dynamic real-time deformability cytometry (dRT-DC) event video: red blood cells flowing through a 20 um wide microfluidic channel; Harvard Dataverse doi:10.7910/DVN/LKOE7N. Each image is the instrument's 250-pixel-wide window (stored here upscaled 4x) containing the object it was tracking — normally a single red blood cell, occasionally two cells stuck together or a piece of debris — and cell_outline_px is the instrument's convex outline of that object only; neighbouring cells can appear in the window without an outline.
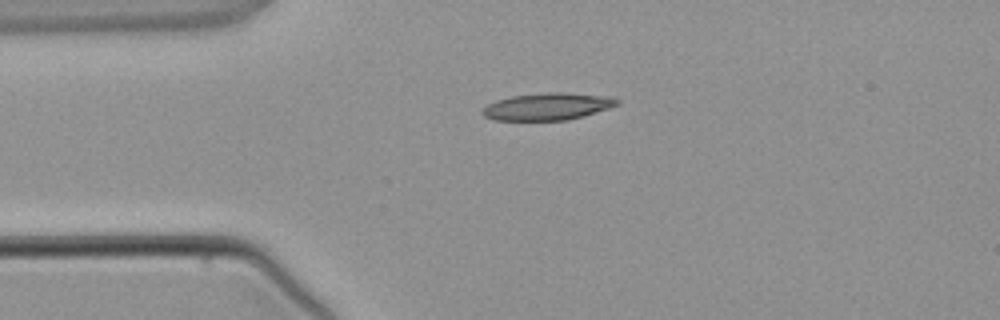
{"species": "common noctule bat (a hibernating species)", "species_latin": "Nyctalus noctula", "temperature_condition": "warm", "stored_images_in_passage": 2, "camera_frame_rate_fps": 3000, "um_per_image_px": 0.085, "animal": {"sex": "male", "body_mass_g": 21.5, "forearm_length_mm": 52.0}, "frame": {"image": 1, "passage_image": 1, "time_ms": 0.0, "image_size_px": [1000, 320], "cell_outline_px": [[620, 104], [584, 116], [568, 120], [492, 120], [484, 116], [480, 112], [488, 104], [496, 100], [512, 96], [548, 92], [564, 92], [616, 96], [620, 100]], "centroid_in_image_um": [46.59, 9.04], "position_along_channel_um": 38.4, "area_um2": 21.56}}